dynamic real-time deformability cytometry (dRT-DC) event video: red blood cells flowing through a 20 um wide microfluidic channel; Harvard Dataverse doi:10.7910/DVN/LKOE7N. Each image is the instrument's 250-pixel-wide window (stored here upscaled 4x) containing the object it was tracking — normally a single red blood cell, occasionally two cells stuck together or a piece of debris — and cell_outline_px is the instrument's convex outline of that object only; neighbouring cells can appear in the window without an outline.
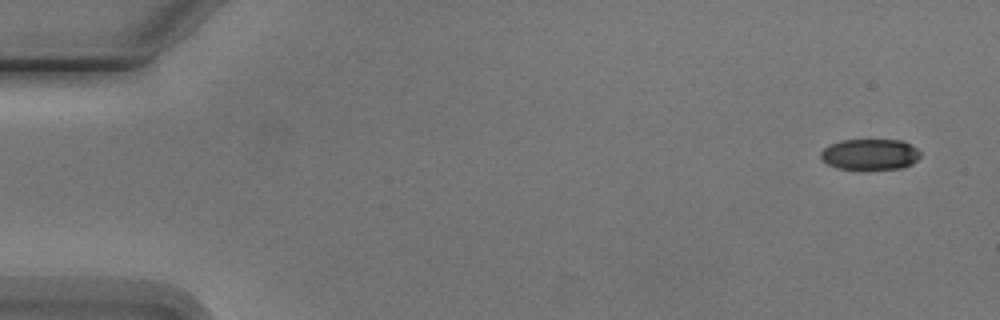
{"species": "Egyptian fruit bat (a non-hibernating species)", "species_latin": "Rousettus aegyptiacus", "temperature_condition": "cold", "stored_images_in_passage": 6, "camera_frame_rate_fps": 3000, "um_per_image_px": 0.085, "animal": {"sex": "male"}, "frame": {"image": 1, "passage_image": 1, "time_ms": 0.0, "image_size_px": [1000, 320], "cell_outline_px": [[920, 156], [912, 164], [900, 168], [836, 168], [828, 164], [820, 156], [820, 152], [828, 144], [840, 140], [904, 140], [916, 148], [920, 152]], "centroid_in_image_um": [73.94, 13.09], "position_along_channel_um": 11.1, "area_um2": 17.74}}